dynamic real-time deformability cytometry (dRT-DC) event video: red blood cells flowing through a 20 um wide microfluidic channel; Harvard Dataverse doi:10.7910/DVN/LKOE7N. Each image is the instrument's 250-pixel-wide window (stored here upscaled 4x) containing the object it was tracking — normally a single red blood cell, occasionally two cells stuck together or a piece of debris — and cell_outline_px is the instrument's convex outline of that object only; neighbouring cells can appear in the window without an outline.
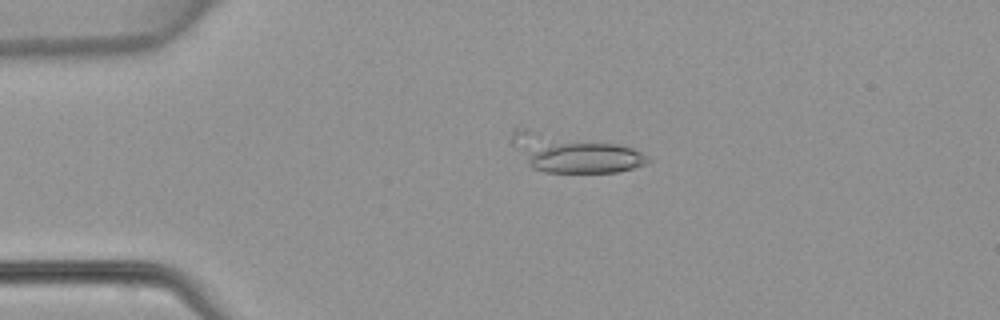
{"species": "common noctule bat (a hibernating species)", "species_latin": "Nyctalus noctula", "temperature_condition": "warm", "stored_images_in_passage": 47, "camera_frame_rate_fps": 3000, "um_per_image_px": 0.085, "animal": {"sex": "female", "body_mass_g": 22.7, "forearm_length_mm": 54.2}, "frame": {"image": 1, "passage_image": 11, "time_ms": 3.333, "image_size_px": [1000, 320], "cell_outline_px": [[652, 160], [648, 164], [616, 172], [544, 172], [532, 168], [528, 164], [512, 144], [512, 132], [516, 124], [620, 144], [632, 148], [640, 152]], "centroid_in_image_um": [48.7, 12.95], "position_along_channel_um": 36.3, "area_um2": 31.1}}
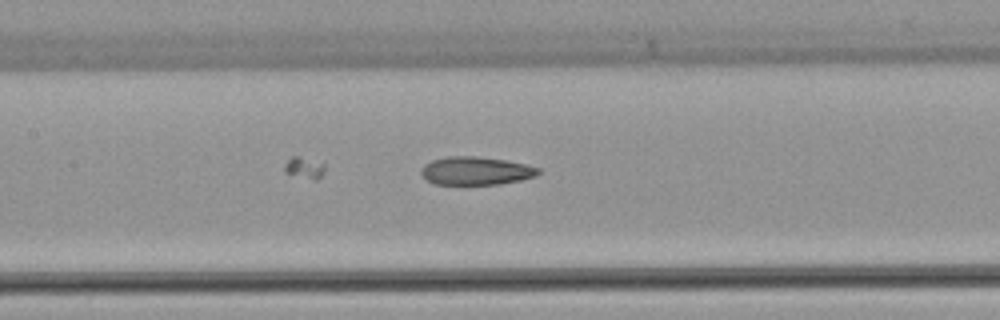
{"frame": {"image": 2, "passage_image": 23, "time_ms": 7.333, "image_size_px": [1000, 320], "cell_outline_px": [[540, 172], [536, 176], [520, 180], [500, 184], [432, 184], [420, 172], [424, 164], [432, 160], [448, 156], [476, 156], [504, 160], [524, 164], [540, 168]], "centroid_in_image_um": [40.44, 14.52], "position_along_channel_um": 167.0, "area_um2": 19.13}}
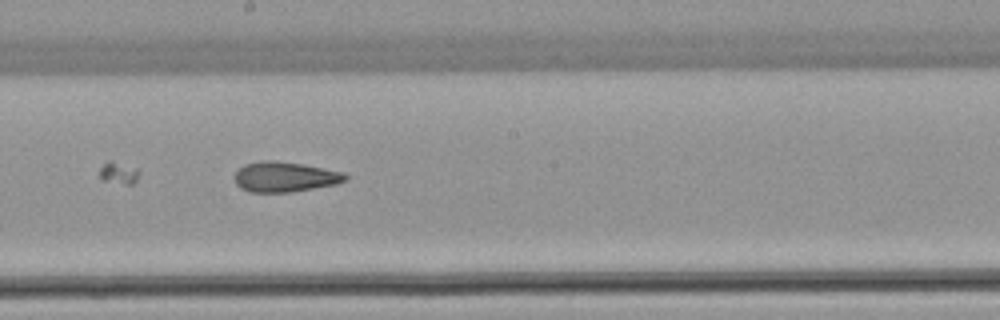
{"frame": {"image": 3, "passage_image": 27, "time_ms": 8.667, "image_size_px": [1000, 320], "cell_outline_px": [[348, 180], [336, 184], [292, 192], [248, 192], [240, 188], [236, 184], [236, 172], [244, 164], [260, 160], [272, 160], [304, 164], [344, 172], [348, 176]], "centroid_in_image_um": [24.23, 15.03], "position_along_channel_um": 224.0, "area_um2": 19.59}}